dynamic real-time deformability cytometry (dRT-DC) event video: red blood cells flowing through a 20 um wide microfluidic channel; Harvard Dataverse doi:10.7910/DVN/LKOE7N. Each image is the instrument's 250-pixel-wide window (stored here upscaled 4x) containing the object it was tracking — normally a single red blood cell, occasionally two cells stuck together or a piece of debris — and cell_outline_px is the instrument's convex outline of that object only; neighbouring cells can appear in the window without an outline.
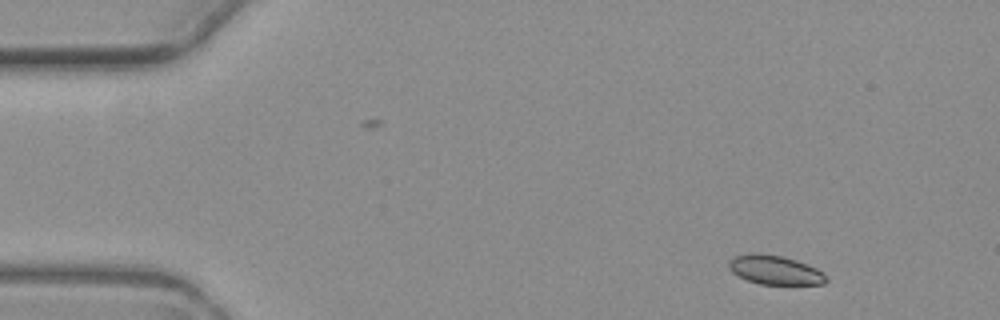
{"species": "common noctule bat (a hibernating species)", "species_latin": "Nyctalus noctula", "temperature_condition": "warm", "stored_images_in_passage": 9, "camera_frame_rate_fps": 3000, "um_per_image_px": 0.085, "animal": {"sex": "female", "body_mass_g": 19.3, "forearm_length_mm": 54.1}, "frame": {"image": 1, "passage_image": 1, "time_ms": 0.0, "image_size_px": [1000, 320], "cell_outline_px": [[828, 280], [824, 284], [760, 284], [748, 280], [732, 272], [728, 268], [728, 260], [736, 256], [752, 252], [784, 256], [808, 264], [816, 268]], "centroid_in_image_um": [65.84, 22.93], "position_along_channel_um": 19.2, "area_um2": 16.42}}
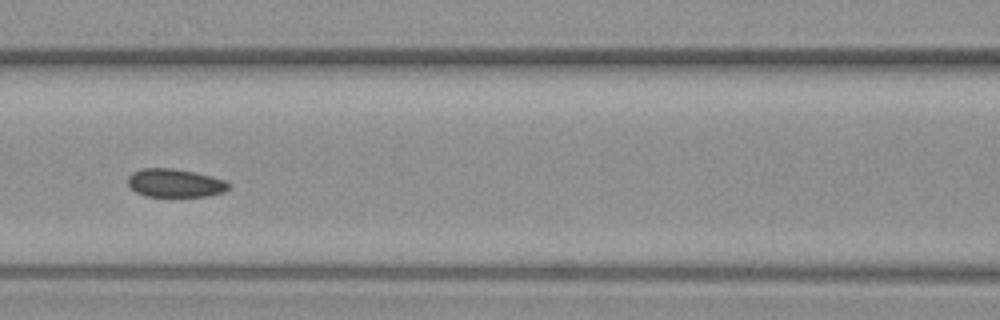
{"frame": {"image": 2, "passage_image": 6, "time_ms": 6.333, "image_size_px": [1000, 320], "cell_outline_px": [[232, 184], [224, 192], [208, 196], [148, 196], [136, 192], [128, 184], [128, 176], [132, 172], [140, 168], [172, 168], [196, 172], [212, 176], [224, 180]], "centroid_in_image_um": [14.89, 15.54], "position_along_channel_um": 151.7, "area_um2": 16.7}}
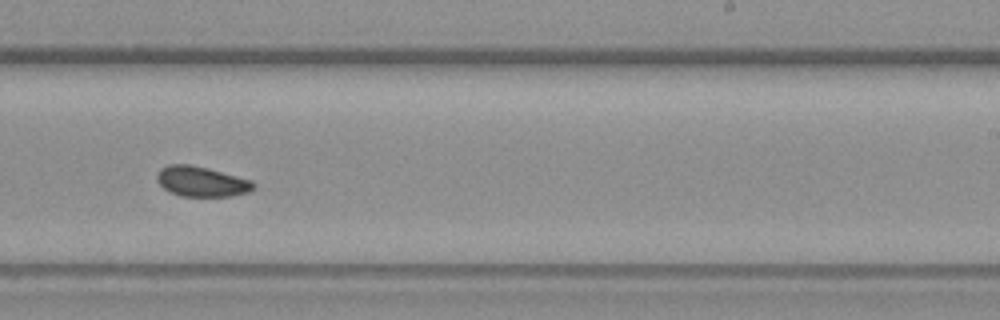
{"frame": {"image": 3, "passage_image": 9, "time_ms": 9.667, "image_size_px": [1000, 320], "cell_outline_px": [[256, 188], [248, 192], [232, 196], [180, 196], [168, 192], [156, 180], [156, 172], [160, 168], [168, 164], [188, 164], [208, 168], [252, 180], [256, 184]], "centroid_in_image_um": [17.11, 15.43], "position_along_channel_um": 271.9, "area_um2": 17.22}}